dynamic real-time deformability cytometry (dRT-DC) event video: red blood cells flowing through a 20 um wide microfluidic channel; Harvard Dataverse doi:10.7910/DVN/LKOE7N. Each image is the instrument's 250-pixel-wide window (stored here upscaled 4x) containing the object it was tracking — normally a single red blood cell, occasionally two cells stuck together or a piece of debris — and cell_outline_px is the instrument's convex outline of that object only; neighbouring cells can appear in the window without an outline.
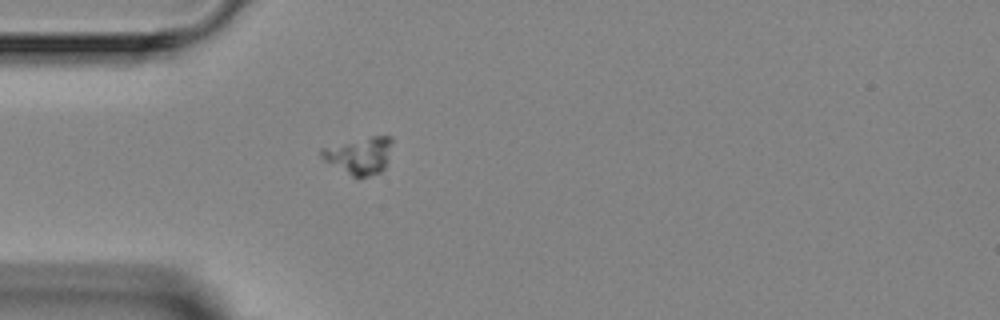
{"species": "Egyptian fruit bat (a non-hibernating species)", "species_latin": "Rousettus aegyptiacus", "temperature_condition": "room temperature", "stored_images_in_passage": 1, "camera_frame_rate_fps": 3000, "um_per_image_px": 0.085, "animal": {"sex": "female"}, "frame": {"image": 1, "passage_image": 1, "time_ms": 0.0, "image_size_px": [1000, 320], "cell_outline_px": [[392, 140], [384, 168], [380, 172], [368, 176], [352, 176], [324, 160], [320, 156], [320, 148], [372, 136], [392, 136]], "centroid_in_image_um": [30.53, 13.21], "position_along_channel_um": 54.5, "area_um2": 14.8}}